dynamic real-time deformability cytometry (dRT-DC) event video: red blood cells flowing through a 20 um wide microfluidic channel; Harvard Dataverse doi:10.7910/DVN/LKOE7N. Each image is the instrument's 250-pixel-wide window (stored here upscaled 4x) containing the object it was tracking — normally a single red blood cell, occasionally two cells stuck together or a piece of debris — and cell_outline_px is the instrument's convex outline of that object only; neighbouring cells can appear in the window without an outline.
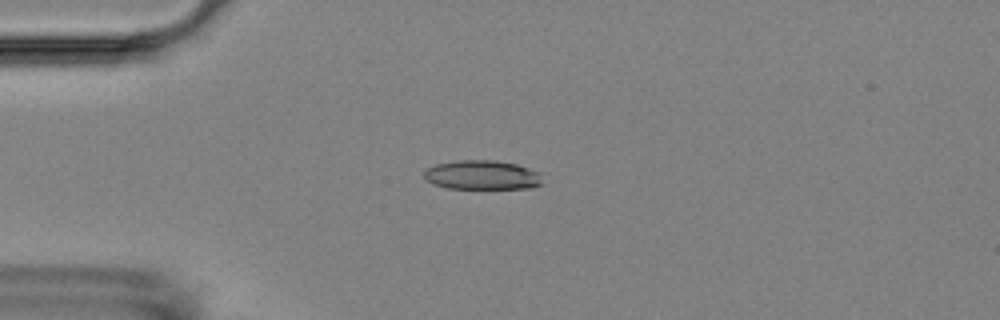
{"species": "Egyptian fruit bat (a non-hibernating species)", "species_latin": "Rousettus aegyptiacus", "temperature_condition": "room temperature", "stored_images_in_passage": 8, "camera_frame_rate_fps": 3000, "um_per_image_px": 0.085, "animal": {"sex": "female"}, "frame": {"image": 1, "passage_image": 3, "time_ms": 2.333, "image_size_px": [1000, 320], "cell_outline_px": [[540, 184], [532, 188], [448, 188], [432, 184], [424, 180], [424, 172], [428, 168], [436, 164], [460, 160], [496, 160], [516, 164], [528, 168], [536, 172], [540, 180]], "centroid_in_image_um": [40.91, 14.87], "position_along_channel_um": 44.1, "area_um2": 19.94}}
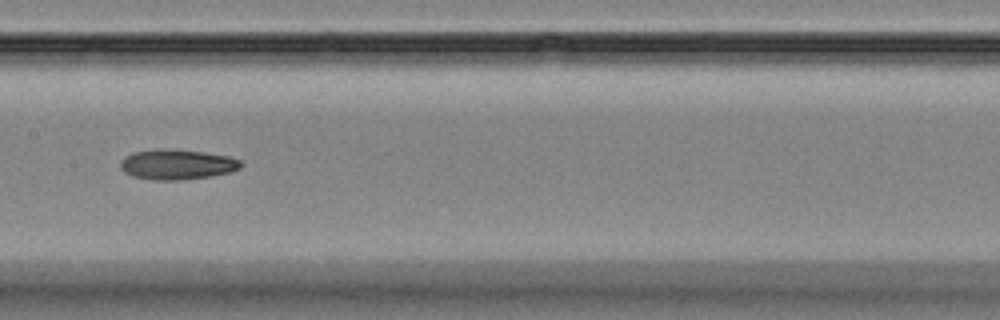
{"frame": {"image": 2, "passage_image": 7, "time_ms": 7.0, "image_size_px": [1000, 320], "cell_outline_px": [[244, 164], [240, 168], [228, 172], [208, 176], [180, 180], [152, 180], [132, 176], [124, 172], [120, 168], [120, 160], [124, 156], [136, 152], [156, 148], [160, 148], [204, 152], [232, 156], [240, 160]], "centroid_in_image_um": [15.03, 13.97], "position_along_channel_um": 192.4, "area_um2": 21.27}}
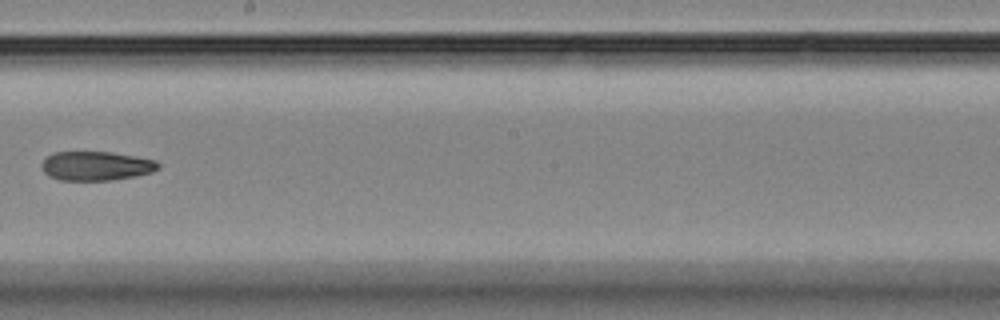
{"frame": {"image": 3, "passage_image": 8, "time_ms": 8.333, "image_size_px": [1000, 320], "cell_outline_px": [[160, 168], [152, 172], [136, 176], [112, 180], [60, 180], [48, 176], [40, 168], [40, 164], [48, 156], [56, 152], [112, 152], [136, 156], [156, 160], [160, 164]], "centroid_in_image_um": [8.18, 14.1], "position_along_channel_um": 240.0, "area_um2": 19.94}}